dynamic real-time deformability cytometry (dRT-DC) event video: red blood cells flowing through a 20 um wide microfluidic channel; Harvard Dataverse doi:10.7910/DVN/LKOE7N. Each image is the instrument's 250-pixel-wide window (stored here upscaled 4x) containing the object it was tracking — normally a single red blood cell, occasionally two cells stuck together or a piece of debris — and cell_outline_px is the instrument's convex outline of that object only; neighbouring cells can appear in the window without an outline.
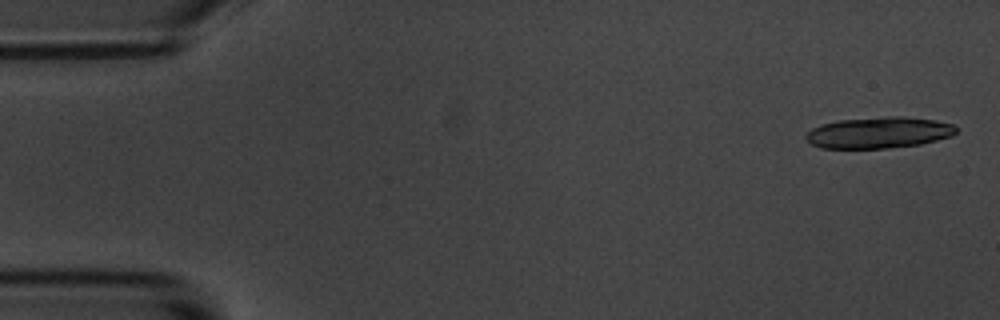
{"species": "common noctule bat (a hibernating species)", "species_latin": "Nyctalus noctula", "temperature_condition": "room temperature", "stored_images_in_passage": 6, "camera_frame_rate_fps": 3000, "um_per_image_px": 0.085, "animal": {"sex": "male", "body_mass_g": 20.1, "forearm_length_mm": 53.5}, "frame": {"image": 1, "passage_image": 1, "time_ms": 0.0, "image_size_px": [1000, 320], "cell_outline_px": [[956, 132], [952, 136], [920, 144], [884, 148], [820, 148], [804, 140], [804, 136], [812, 128], [820, 124], [836, 120], [888, 116], [900, 116], [936, 120], [952, 124], [956, 128]], "centroid_in_image_um": [74.65, 11.26], "position_along_channel_um": 10.4, "area_um2": 27.46}}